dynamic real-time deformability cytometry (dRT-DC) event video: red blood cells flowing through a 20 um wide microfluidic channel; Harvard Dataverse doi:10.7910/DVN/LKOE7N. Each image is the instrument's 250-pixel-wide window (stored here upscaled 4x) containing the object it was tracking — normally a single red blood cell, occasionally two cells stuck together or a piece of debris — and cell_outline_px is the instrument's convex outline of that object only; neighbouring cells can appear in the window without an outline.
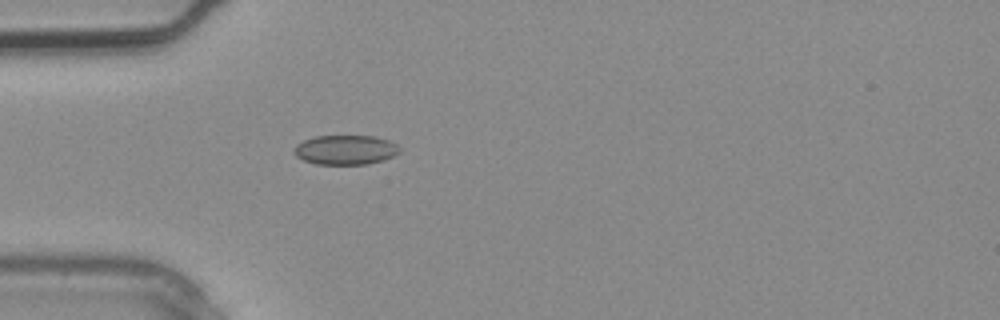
{"species": "common noctule bat (a hibernating species)", "species_latin": "Nyctalus noctula", "temperature_condition": "warm", "stored_images_in_passage": 2, "camera_frame_rate_fps": 3000, "um_per_image_px": 0.085, "animal": {"sex": "male", "body_mass_g": 20.4}, "frame": {"image": 1, "passage_image": 2, "time_ms": 0.333, "image_size_px": [1000, 320], "cell_outline_px": [[400, 152], [384, 160], [368, 164], [316, 164], [304, 160], [296, 156], [296, 144], [304, 140], [316, 136], [376, 136], [388, 140], [396, 144], [400, 148]], "centroid_in_image_um": [29.4, 12.73], "position_along_channel_um": 55.6, "area_um2": 18.03}}